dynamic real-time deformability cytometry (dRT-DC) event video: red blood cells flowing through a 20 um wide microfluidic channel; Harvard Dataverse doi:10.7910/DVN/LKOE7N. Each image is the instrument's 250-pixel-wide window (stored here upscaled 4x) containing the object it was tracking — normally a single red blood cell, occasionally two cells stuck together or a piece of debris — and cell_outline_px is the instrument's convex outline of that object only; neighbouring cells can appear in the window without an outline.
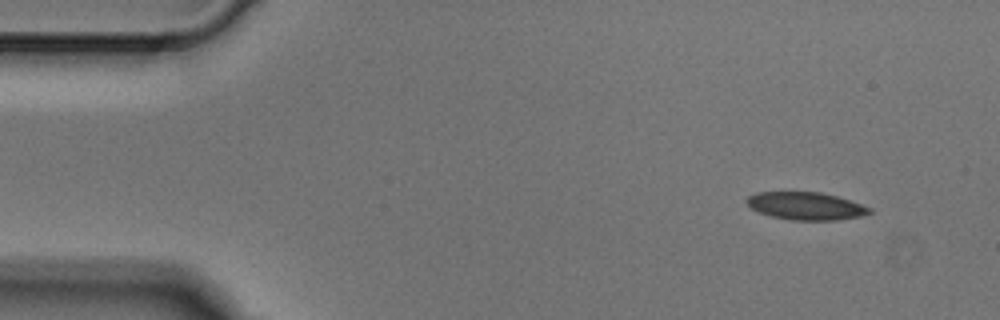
{"species": "Egyptian fruit bat (a non-hibernating species)", "species_latin": "Rousettus aegyptiacus", "temperature_condition": "cold", "stored_images_in_passage": 4, "camera_frame_rate_fps": 3000, "um_per_image_px": 0.085, "animal": {"sex": "male"}, "frame": {"image": 1, "passage_image": 1, "time_ms": 0.0, "image_size_px": [1000, 320], "cell_outline_px": [[872, 212], [860, 216], [836, 220], [792, 220], [772, 216], [760, 212], [752, 208], [744, 200], [748, 196], [756, 192], [820, 192], [852, 200], [872, 208]], "centroid_in_image_um": [68.52, 17.5], "position_along_channel_um": 16.5, "area_um2": 19.77}}
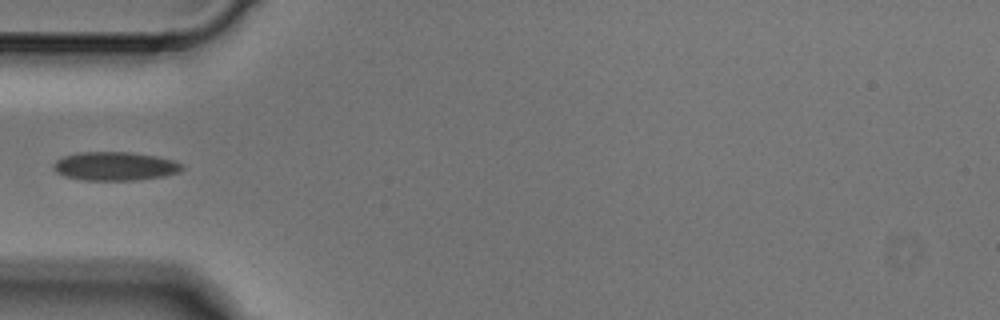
{"frame": {"image": 2, "passage_image": 4, "time_ms": 1.0, "image_size_px": [1000, 320], "cell_outline_px": [[184, 168], [180, 172], [164, 176], [136, 180], [84, 180], [64, 176], [56, 172], [52, 168], [52, 164], [56, 160], [64, 156], [80, 152], [132, 152], [156, 156], [172, 160], [184, 164]], "centroid_in_image_um": [9.78, 14.12], "position_along_channel_um": 75.2, "area_um2": 21.62}}